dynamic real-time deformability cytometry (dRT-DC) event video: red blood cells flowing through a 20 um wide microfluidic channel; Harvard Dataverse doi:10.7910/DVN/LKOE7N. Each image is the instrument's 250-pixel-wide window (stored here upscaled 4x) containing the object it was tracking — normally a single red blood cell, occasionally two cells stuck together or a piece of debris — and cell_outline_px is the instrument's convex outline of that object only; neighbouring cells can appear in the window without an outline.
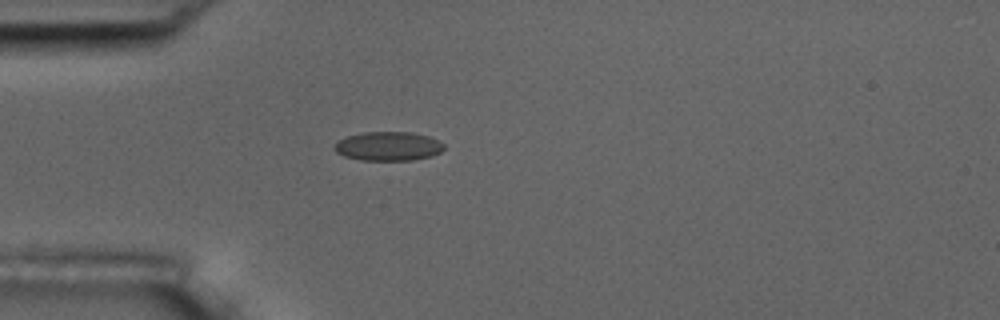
{"species": "common noctule bat (a hibernating species)", "species_latin": "Nyctalus noctula", "temperature_condition": "room temperature", "stored_images_in_passage": 5, "camera_frame_rate_fps": 3000, "um_per_image_px": 0.085, "animal": {"sex": "male", "body_mass_g": 17.5, "forearm_length_mm": 52.3}, "frame": {"image": 1, "passage_image": 3, "time_ms": 3.333, "image_size_px": [1000, 320], "cell_outline_px": [[444, 148], [440, 152], [432, 156], [412, 160], [360, 160], [344, 156], [336, 152], [332, 148], [336, 140], [348, 136], [364, 132], [412, 132], [428, 136], [444, 144]], "centroid_in_image_um": [32.96, 12.43], "position_along_channel_um": 52.0, "area_um2": 18.61}}